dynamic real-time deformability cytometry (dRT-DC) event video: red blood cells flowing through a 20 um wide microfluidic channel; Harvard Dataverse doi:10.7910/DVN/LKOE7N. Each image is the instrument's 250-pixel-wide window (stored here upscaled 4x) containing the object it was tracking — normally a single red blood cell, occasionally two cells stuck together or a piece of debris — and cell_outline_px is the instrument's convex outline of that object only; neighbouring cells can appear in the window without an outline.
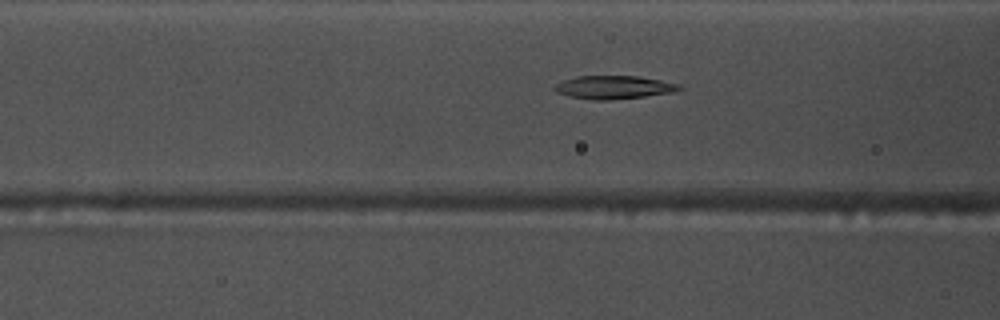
{"species": "common noctule bat (a hibernating species)", "species_latin": "Nyctalus noctula", "temperature_condition": "warm", "stored_images_in_passage": 41, "camera_frame_rate_fps": 3000, "um_per_image_px": 0.085, "animal": {"sex": "male", "body_mass_g": 17.5, "forearm_length_mm": 52.3}, "frame": {"image": 1, "passage_image": 8, "time_ms": 2.333, "image_size_px": [1000, 320], "cell_outline_px": [[684, 88], [672, 92], [644, 96], [612, 100], [596, 100], [572, 96], [560, 92], [552, 88], [556, 84], [564, 80], [576, 76], [636, 76], [660, 80], [680, 84]], "centroid_in_image_um": [52.21, 7.41], "position_along_channel_um": 114.4, "area_um2": 16.59}}
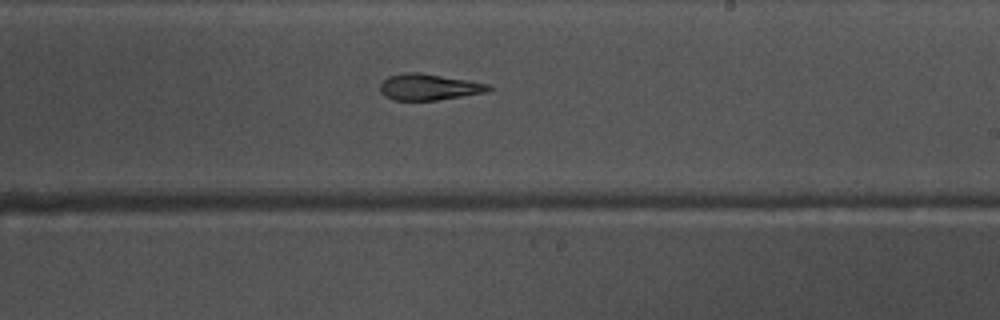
{"frame": {"image": 2, "passage_image": 19, "time_ms": 6.0, "image_size_px": [1000, 320], "cell_outline_px": [[492, 88], [488, 92], [436, 100], [392, 100], [384, 96], [380, 92], [380, 84], [388, 76], [408, 72], [420, 72], [472, 80], [488, 84]], "centroid_in_image_um": [36.46, 7.39], "position_along_channel_um": 252.5, "area_um2": 16.76}}
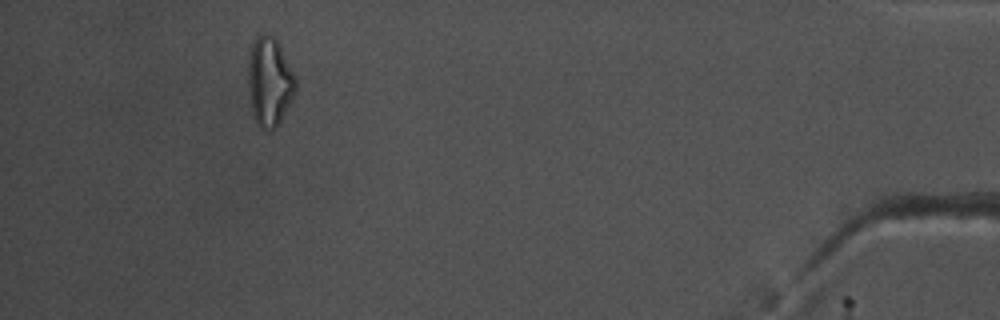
{"frame": {"image": 3, "passage_image": 37, "time_ms": 12.0, "image_size_px": [1000, 320], "cell_outline_px": [[296, 92], [292, 100], [276, 128], [272, 132], [264, 132], [256, 124], [252, 112], [248, 84], [248, 60], [252, 44], [256, 36], [260, 32], [268, 32], [276, 36], [296, 76]], "centroid_in_image_um": [22.92, 6.93], "position_along_channel_um": 412.3, "area_um2": 25.43}, "authors_computed_cell_mechanics": {"area_um2": 16.9932, "velocity_mm_per_s": 3.7797, "shape_relaxation_time_tau1_ms": null, "shape_relaxation_time_tau2_ms": 4.9653, "deformation_change_tau1": null, "deformation_change_tau2": 0.1502}}